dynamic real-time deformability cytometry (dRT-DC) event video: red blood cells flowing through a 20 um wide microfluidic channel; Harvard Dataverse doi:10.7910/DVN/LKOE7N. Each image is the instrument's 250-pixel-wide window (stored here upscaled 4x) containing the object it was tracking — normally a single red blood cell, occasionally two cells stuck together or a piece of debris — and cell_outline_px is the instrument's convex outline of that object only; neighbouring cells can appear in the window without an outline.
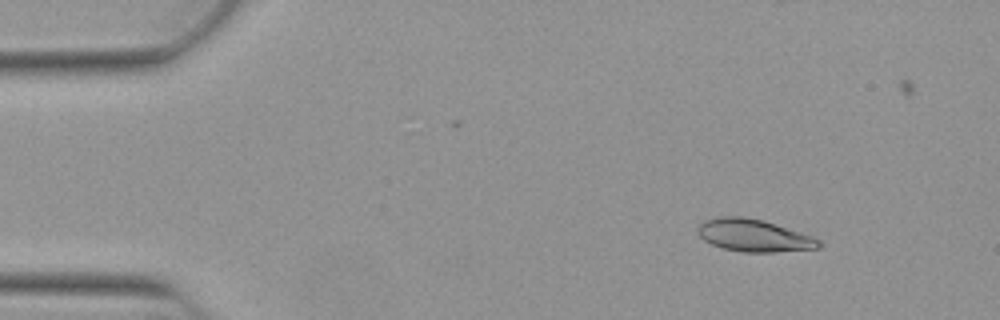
{"species": "Egyptian fruit bat (a non-hibernating species)", "species_latin": "Rousettus aegyptiacus", "temperature_condition": "warm", "stored_images_in_passage": 49, "camera_frame_rate_fps": 3000, "um_per_image_px": 0.085, "animal": {"sex": "female"}, "frame": {"image": 1, "passage_image": 2, "time_ms": 0.333, "image_size_px": [1000, 320], "cell_outline_px": [[824, 244], [820, 248], [776, 252], [744, 252], [720, 248], [704, 240], [696, 232], [696, 228], [704, 220], [716, 216], [744, 216], [764, 220], [812, 236], [820, 240]], "centroid_in_image_um": [64.06, 20.01], "position_along_channel_um": 20.9, "area_um2": 23.18}}
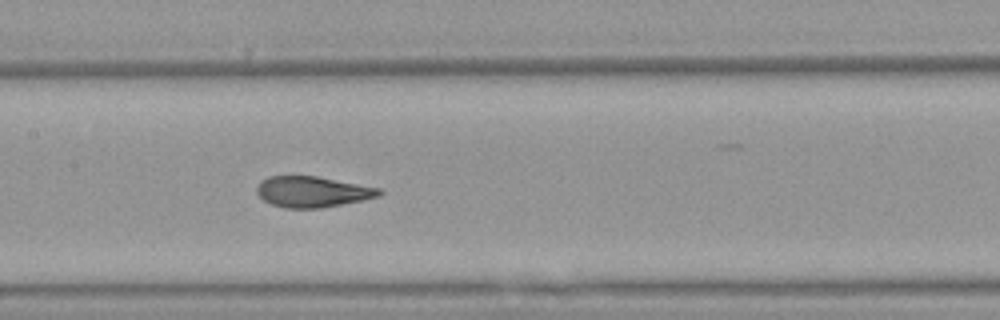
{"frame": {"image": 2, "passage_image": 21, "time_ms": 6.667, "image_size_px": [1000, 320], "cell_outline_px": [[384, 192], [380, 196], [320, 208], [284, 208], [272, 204], [264, 200], [256, 192], [256, 188], [260, 180], [268, 176], [316, 176], [380, 188]], "centroid_in_image_um": [26.53, 16.29], "position_along_channel_um": 180.9, "area_um2": 21.85}}
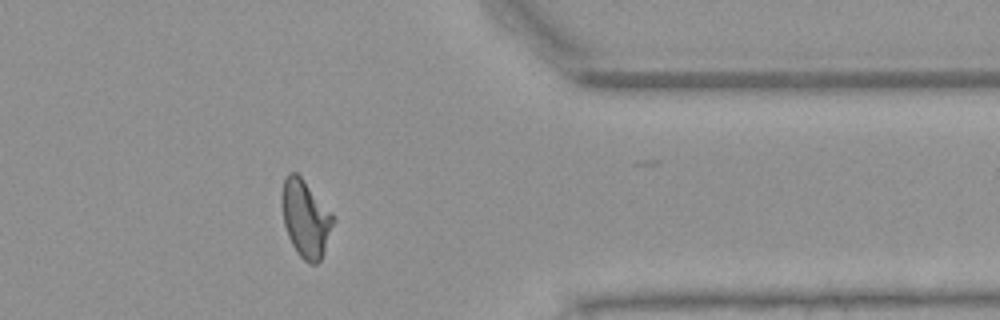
{"frame": {"image": 3, "passage_image": 38, "time_ms": 12.333, "image_size_px": [1000, 320], "cell_outline_px": [[336, 220], [324, 252], [320, 260], [316, 264], [312, 264], [304, 260], [296, 252], [288, 236], [284, 224], [280, 200], [284, 180], [288, 172], [296, 172], [300, 176], [332, 212]], "centroid_in_image_um": [25.98, 18.58], "position_along_channel_um": 385.4, "area_um2": 23.24}}